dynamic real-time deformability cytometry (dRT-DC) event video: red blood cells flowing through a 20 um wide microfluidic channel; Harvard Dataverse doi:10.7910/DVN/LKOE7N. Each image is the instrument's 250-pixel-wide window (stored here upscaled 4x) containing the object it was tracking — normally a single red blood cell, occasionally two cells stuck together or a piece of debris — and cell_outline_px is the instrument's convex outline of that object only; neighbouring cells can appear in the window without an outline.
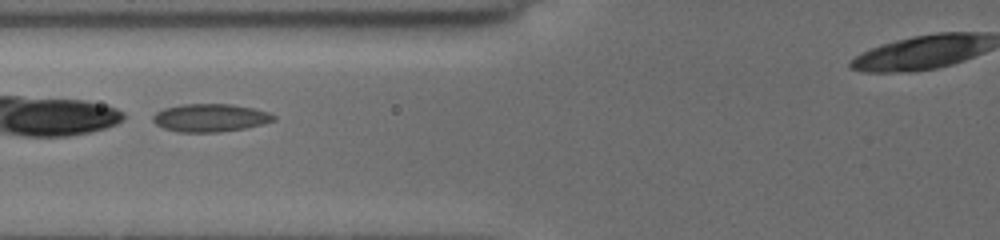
{"species": "common noctule bat (a hibernating species)", "species_latin": "Nyctalus noctula", "temperature_condition": "cold", "stored_images_in_passage": 33, "camera_frame_rate_fps": 3000, "um_per_image_px": 0.085, "animal": {"sex": "female", "body_mass_g": 19.5, "forearm_length_mm": 54.1}, "frame": {"image": 1, "passage_image": 4, "time_ms": 1.667, "image_size_px": [1000, 240], "cell_outline_px": [[276, 120], [244, 128], [220, 132], [180, 132], [164, 128], [156, 124], [152, 120], [152, 116], [156, 112], [164, 108], [180, 104], [232, 104], [256, 108], [268, 112], [276, 116]], "centroid_in_image_um": [17.87, 10.0], "position_along_channel_um": 107.9, "area_um2": 19.71}}
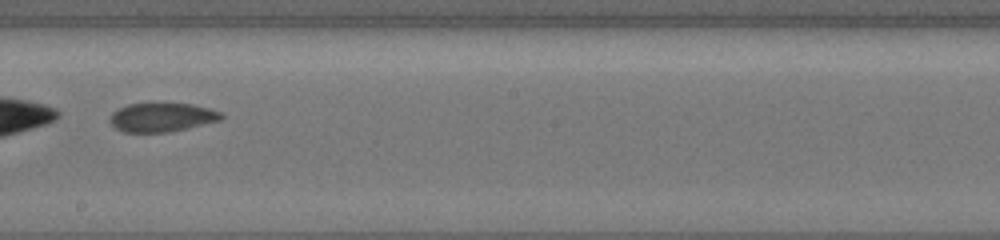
{"frame": {"image": 2, "passage_image": 10, "time_ms": 5.0, "image_size_px": [1000, 240], "cell_outline_px": [[224, 116], [220, 120], [188, 128], [168, 132], [124, 132], [116, 128], [108, 120], [112, 112], [128, 104], [192, 104], [208, 108], [220, 112]], "centroid_in_image_um": [13.74, 9.98], "position_along_channel_um": 234.5, "area_um2": 18.5}}
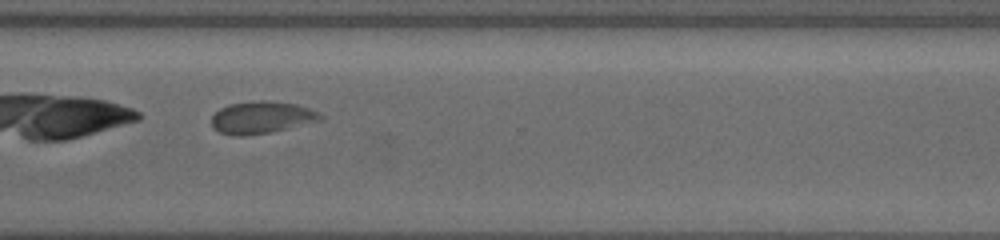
{"frame": {"image": 3, "passage_image": 19, "time_ms": 8.0, "image_size_px": [1000, 240], "cell_outline_px": [[324, 120], [288, 128], [268, 132], [240, 136], [220, 132], [212, 124], [212, 116], [220, 108], [228, 104], [252, 100], [272, 100], [296, 104], [320, 112], [324, 116]], "centroid_in_image_um": [22.29, 9.95], "position_along_channel_um": 348.3, "area_um2": 20.46}, "authors_computed_cell_mechanics": {"area_um2": 19.9988, "velocity_mm_per_s": 3.8012, "shape_relaxation_time_tau1_ms": null, "shape_relaxation_time_tau2_ms": 1.5973, "deformation_change_tau1": null, "deformation_change_tau2": 0.0531}}